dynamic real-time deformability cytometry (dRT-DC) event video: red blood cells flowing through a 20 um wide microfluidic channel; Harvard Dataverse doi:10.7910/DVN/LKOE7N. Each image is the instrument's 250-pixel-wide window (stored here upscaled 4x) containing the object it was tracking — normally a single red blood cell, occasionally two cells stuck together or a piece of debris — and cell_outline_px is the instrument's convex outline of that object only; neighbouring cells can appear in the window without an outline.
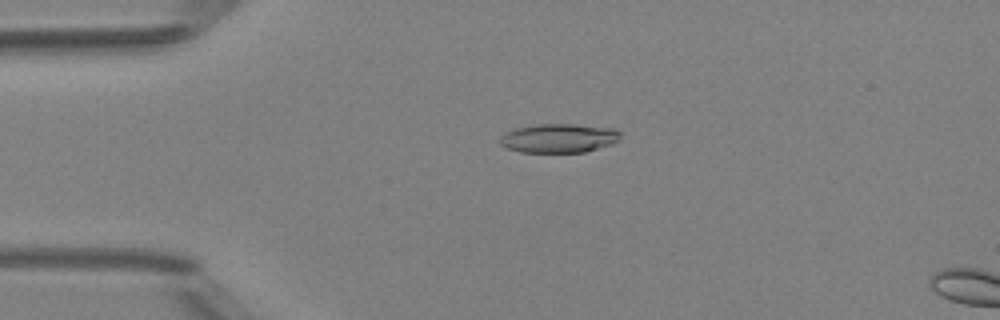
{"species": "Egyptian fruit bat (a non-hibernating species)", "species_latin": "Rousettus aegyptiacus", "temperature_condition": "room temperature", "stored_images_in_passage": 4, "camera_frame_rate_fps": 3000, "um_per_image_px": 0.085, "animal": {"sex": "female"}, "frame": {"image": 1, "passage_image": 3, "time_ms": 2.333, "image_size_px": [1000, 320], "cell_outline_px": [[620, 136], [612, 144], [584, 152], [520, 152], [504, 148], [500, 144], [500, 136], [504, 132], [516, 128], [536, 124], [572, 124], [616, 128], [620, 132]], "centroid_in_image_um": [47.46, 11.74], "position_along_channel_um": 37.5, "area_um2": 20.46}}